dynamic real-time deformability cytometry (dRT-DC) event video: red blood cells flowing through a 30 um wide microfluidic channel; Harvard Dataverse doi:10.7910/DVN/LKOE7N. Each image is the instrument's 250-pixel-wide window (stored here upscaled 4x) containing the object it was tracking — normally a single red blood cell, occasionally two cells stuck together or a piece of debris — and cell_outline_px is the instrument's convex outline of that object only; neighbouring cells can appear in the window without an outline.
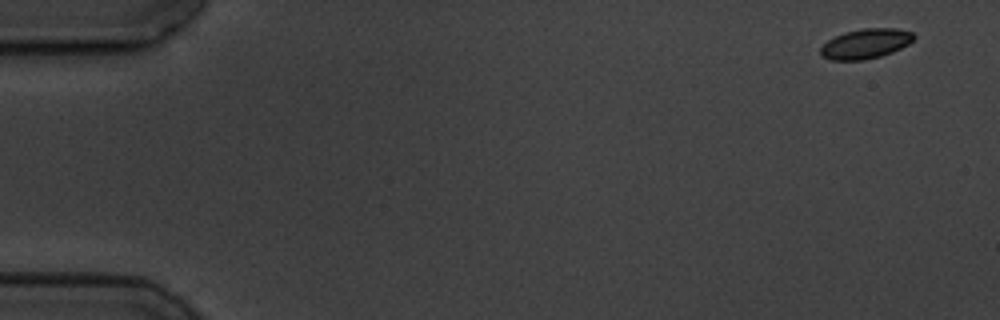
{"species": "common noctule bat (a hibernating species)", "species_latin": "Nyctalus noctula", "temperature_condition": "cold", "stored_images_in_passage": 3, "camera_frame_rate_fps": 3000, "um_per_image_px": 0.085, "animal": {"sex": "male", "body_mass_g": 19.5, "forearm_length_mm": 54.6}, "frame": {"image": 1, "passage_image": 1, "time_ms": 0.0, "image_size_px": [1000, 320], "cell_outline_px": [[916, 36], [908, 44], [892, 52], [880, 56], [864, 60], [832, 60], [824, 56], [820, 52], [820, 48], [828, 40], [844, 32], [864, 28], [896, 28], [912, 32]], "centroid_in_image_um": [73.59, 3.71], "position_along_channel_um": 11.4, "area_um2": 16.07}}